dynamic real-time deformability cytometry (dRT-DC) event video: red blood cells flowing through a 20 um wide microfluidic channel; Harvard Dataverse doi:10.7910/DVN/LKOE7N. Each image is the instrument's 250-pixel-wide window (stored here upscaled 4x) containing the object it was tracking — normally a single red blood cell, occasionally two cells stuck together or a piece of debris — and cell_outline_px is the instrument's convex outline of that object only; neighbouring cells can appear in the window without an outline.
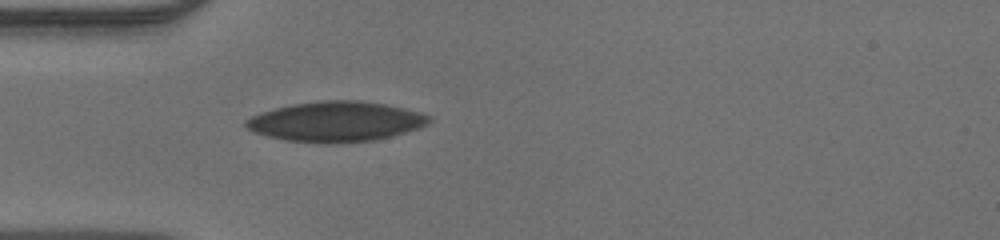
{"species": "human", "species_latin": "Homo sapiens", "temperature_condition": "warm", "stored_images_in_passage": 36, "camera_frame_rate_fps": 3000, "um_per_image_px": 0.085, "donor": {"sex": "male"}, "frame": {"image": 1, "passage_image": 1, "time_ms": 0.0, "image_size_px": [1000, 240], "cell_outline_px": [[432, 120], [428, 124], [404, 132], [376, 140], [288, 140], [268, 136], [256, 132], [248, 128], [244, 124], [244, 120], [260, 112], [292, 104], [324, 100], [360, 100], [384, 104], [404, 108], [420, 112], [432, 116]], "centroid_in_image_um": [28.58, 10.28], "position_along_channel_um": 56.4, "area_um2": 41.38}}
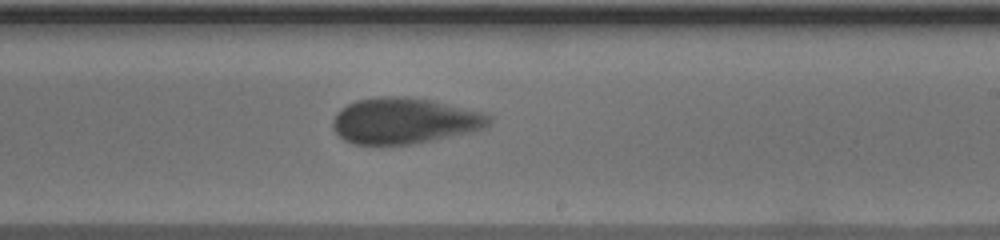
{"frame": {"image": 2, "passage_image": 16, "time_ms": 5.0, "image_size_px": [1000, 240], "cell_outline_px": [[492, 120], [484, 128], [472, 132], [412, 144], [352, 144], [344, 140], [332, 128], [332, 120], [336, 112], [340, 108], [356, 100], [384, 96], [404, 96], [432, 100], [484, 112], [492, 116]], "centroid_in_image_um": [34.37, 10.26], "position_along_channel_um": 254.6, "area_um2": 42.02}}
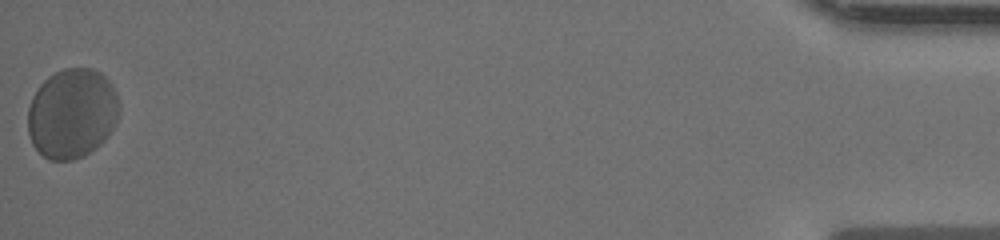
{"frame": {"image": 3, "passage_image": 36, "time_ms": 11.667, "image_size_px": [1000, 240], "cell_outline_px": [[120, 112], [108, 136], [96, 148], [84, 156], [72, 160], [48, 160], [32, 144], [28, 132], [28, 108], [32, 96], [40, 84], [48, 76], [64, 68], [92, 68], [100, 72], [108, 80], [116, 92], [120, 104]], "centroid_in_image_um": [6.12, 9.64], "position_along_channel_um": 429.1, "area_um2": 48.15}}